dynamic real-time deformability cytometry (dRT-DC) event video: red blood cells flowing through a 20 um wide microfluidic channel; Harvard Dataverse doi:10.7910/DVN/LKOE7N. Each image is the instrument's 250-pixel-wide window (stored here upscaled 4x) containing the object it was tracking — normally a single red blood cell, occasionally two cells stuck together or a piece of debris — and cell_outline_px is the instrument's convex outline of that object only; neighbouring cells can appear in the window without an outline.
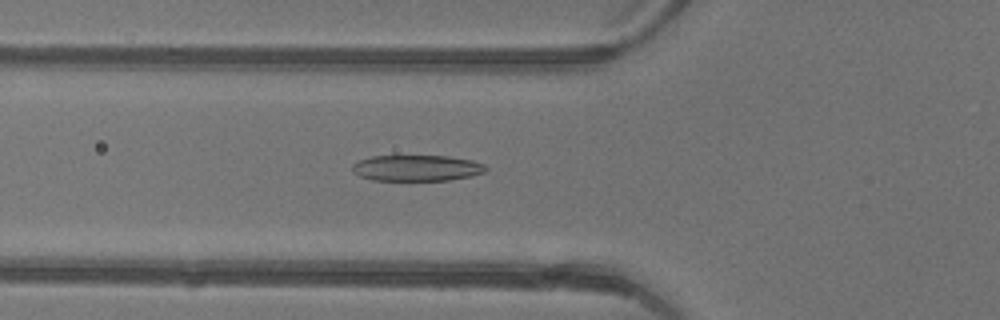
{"species": "common noctule bat (a hibernating species)", "species_latin": "Nyctalus noctula", "temperature_condition": "warm", "stored_images_in_passage": 47, "camera_frame_rate_fps": 3000, "um_per_image_px": 0.085, "animal": {"sex": "female"}, "frame": {"image": 1, "passage_image": 18, "time_ms": 5.667, "image_size_px": [1000, 320], "cell_outline_px": [[488, 168], [484, 172], [472, 176], [448, 180], [372, 180], [360, 176], [352, 172], [352, 164], [360, 160], [372, 156], [448, 156], [472, 160], [484, 164]], "centroid_in_image_um": [35.42, 14.28], "position_along_channel_um": 90.4, "area_um2": 20.23}}
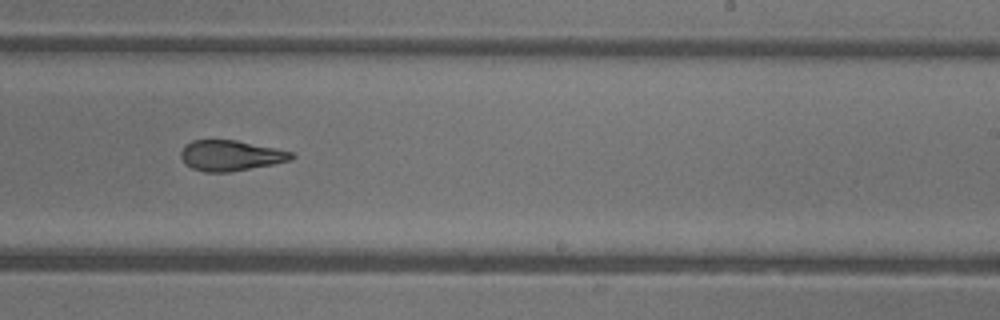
{"frame": {"image": 2, "passage_image": 30, "time_ms": 9.667, "image_size_px": [1000, 320], "cell_outline_px": [[296, 156], [292, 160], [272, 164], [228, 172], [204, 172], [192, 168], [184, 164], [180, 156], [180, 152], [184, 144], [192, 140], [236, 140], [276, 148], [292, 152]], "centroid_in_image_um": [19.57, 13.21], "position_along_channel_um": 269.4, "area_um2": 19.77}}
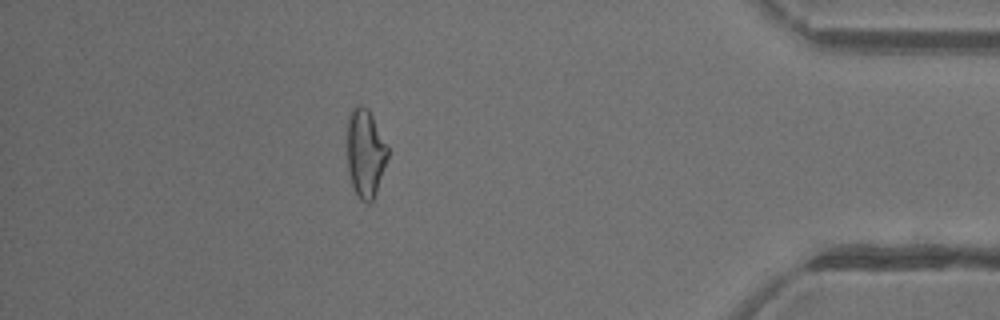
{"frame": {"image": 3, "passage_image": 42, "time_ms": 13.667, "image_size_px": [1000, 320], "cell_outline_px": [[388, 156], [376, 192], [372, 200], [368, 204], [364, 204], [356, 196], [348, 172], [348, 116], [352, 108], [356, 104], [360, 104], [368, 108], [388, 144]], "centroid_in_image_um": [31.06, 13.01], "position_along_channel_um": 404.1, "area_um2": 21.04}, "authors_computed_cell_mechanics": {"area_um2": 21.0392, "velocity_mm_per_s": 4.4658, "shape_relaxation_time_tau1_ms": 6.6205, "shape_relaxation_time_tau2_ms": 2.1147, "deformation_change_tau1": 0.2119, "deformation_change_tau2": 0.1104}}